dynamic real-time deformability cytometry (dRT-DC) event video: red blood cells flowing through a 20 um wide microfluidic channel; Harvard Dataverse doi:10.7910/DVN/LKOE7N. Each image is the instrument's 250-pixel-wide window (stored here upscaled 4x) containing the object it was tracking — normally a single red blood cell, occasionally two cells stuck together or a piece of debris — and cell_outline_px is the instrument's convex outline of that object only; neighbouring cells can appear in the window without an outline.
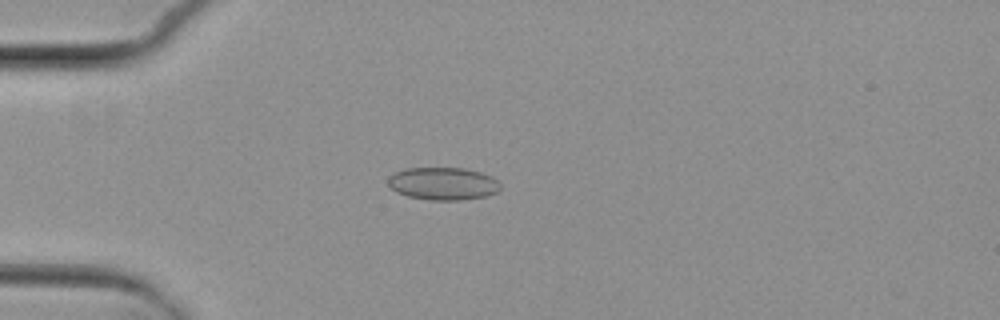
{"species": "common noctule bat (a hibernating species)", "species_latin": "Nyctalus noctula", "temperature_condition": "cold", "stored_images_in_passage": 7, "camera_frame_rate_fps": 3000, "um_per_image_px": 0.085, "animal": {"sex": "female", "body_mass_g": 29.2, "forearm_length_mm": 56.3}, "frame": {"image": 1, "passage_image": 5, "time_ms": 4.667, "image_size_px": [1000, 320], "cell_outline_px": [[500, 188], [496, 192], [488, 196], [460, 200], [428, 200], [408, 196], [396, 192], [388, 184], [388, 176], [404, 168], [464, 168], [480, 172], [492, 176], [500, 184]], "centroid_in_image_um": [37.65, 15.61], "position_along_channel_um": 47.3, "area_um2": 21.44}}
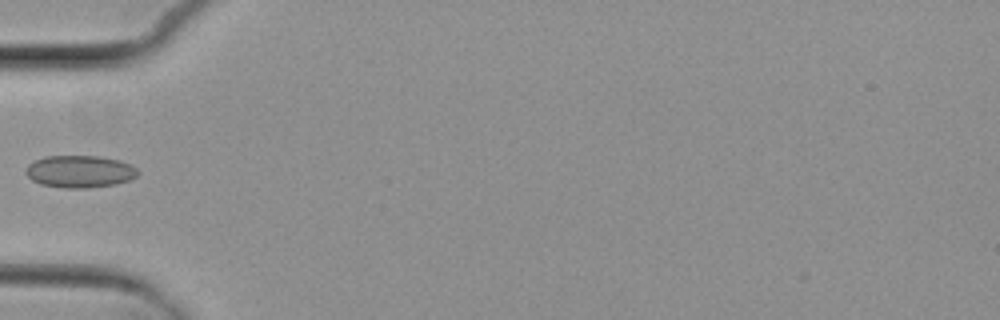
{"frame": {"image": 2, "passage_image": 6, "time_ms": 6.0, "image_size_px": [1000, 320], "cell_outline_px": [[140, 172], [136, 176], [128, 180], [116, 184], [88, 188], [64, 188], [40, 184], [32, 180], [24, 172], [28, 164], [44, 156], [100, 156], [120, 160], [132, 164]], "centroid_in_image_um": [6.79, 14.57], "position_along_channel_um": 78.2, "area_um2": 21.21}}
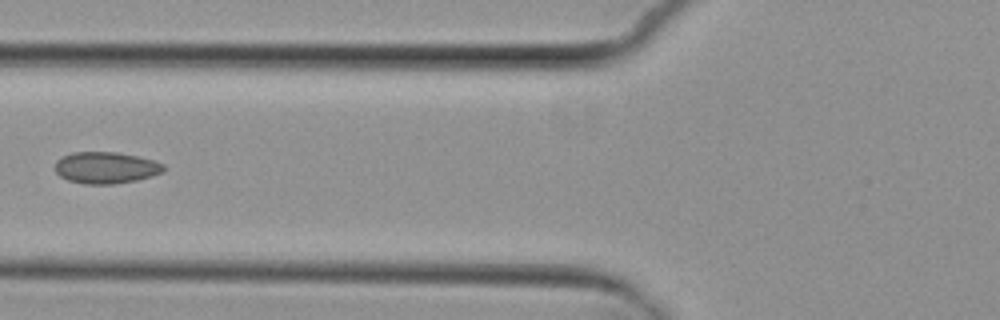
{"frame": {"image": 3, "passage_image": 7, "time_ms": 7.0, "image_size_px": [1000, 320], "cell_outline_px": [[164, 172], [152, 176], [136, 180], [112, 184], [84, 184], [68, 180], [60, 176], [56, 172], [56, 160], [72, 152], [116, 152], [136, 156], [152, 160], [164, 164]], "centroid_in_image_um": [9.0, 14.26], "position_along_channel_um": 116.8, "area_um2": 19.88}}